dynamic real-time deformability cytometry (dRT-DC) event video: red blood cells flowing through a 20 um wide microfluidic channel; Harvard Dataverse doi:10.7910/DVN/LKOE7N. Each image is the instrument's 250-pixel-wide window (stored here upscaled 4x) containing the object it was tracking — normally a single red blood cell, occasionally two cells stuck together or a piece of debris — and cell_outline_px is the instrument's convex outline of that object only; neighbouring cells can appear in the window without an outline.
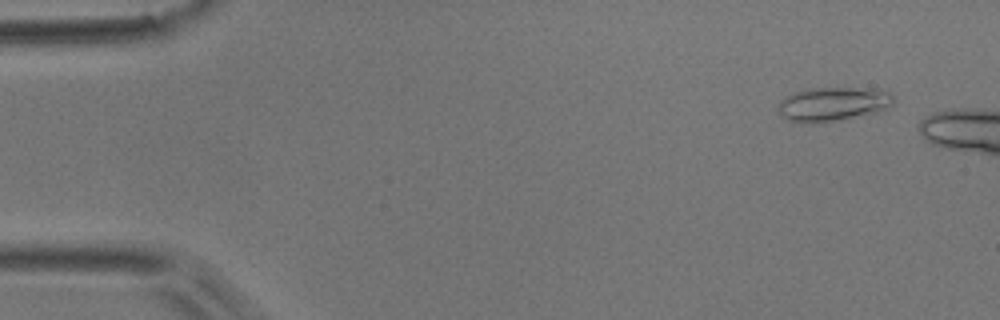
{"species": "common noctule bat (a hibernating species)", "species_latin": "Nyctalus noctula", "temperature_condition": "room temperature", "stored_images_in_passage": 39, "camera_frame_rate_fps": 3000, "um_per_image_px": 0.085, "animal": {"sex": "male", "body_mass_g": 17.9}, "frame": {"image": 1, "passage_image": 4, "time_ms": 1.0, "image_size_px": [1000, 320], "cell_outline_px": [[896, 100], [892, 104], [876, 112], [840, 120], [816, 124], [800, 124], [788, 120], [776, 108], [780, 100], [796, 92], [808, 88], [856, 88], [892, 92], [896, 96]], "centroid_in_image_um": [70.78, 8.87], "position_along_channel_um": 14.2, "area_um2": 23.0}}
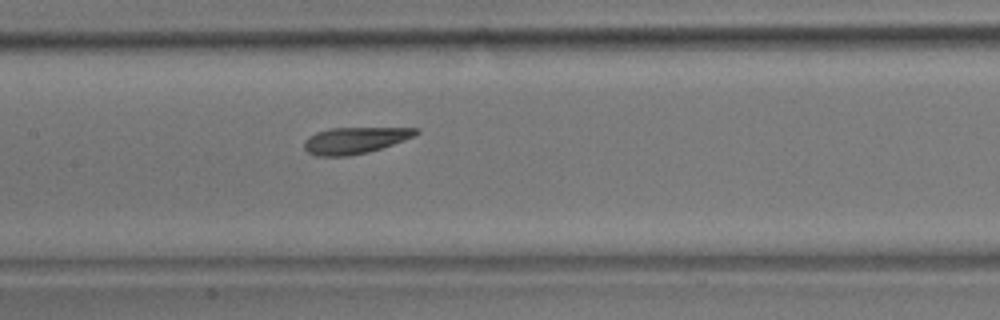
{"frame": {"image": 2, "passage_image": 25, "time_ms": 8.0, "image_size_px": [1000, 320], "cell_outline_px": [[420, 132], [404, 140], [368, 152], [348, 156], [316, 156], [308, 152], [304, 148], [304, 140], [308, 136], [316, 132], [332, 128], [420, 128]], "centroid_in_image_um": [30.13, 11.93], "position_along_channel_um": 177.3, "area_um2": 17.11}}
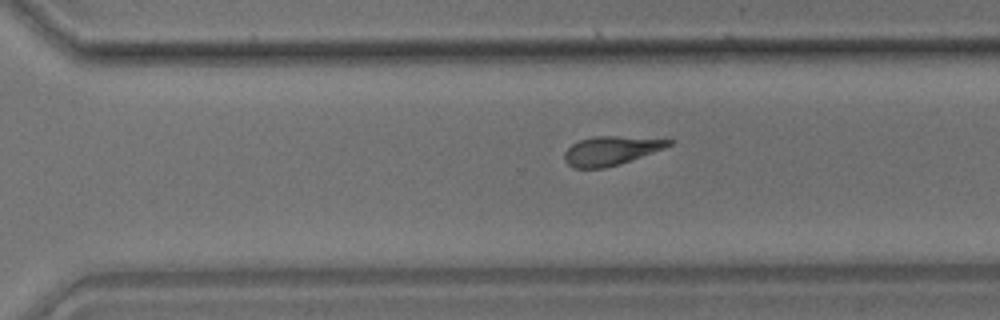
{"frame": {"image": 3, "passage_image": 36, "time_ms": 11.667, "image_size_px": [1000, 320], "cell_outline_px": [[672, 144], [664, 148], [620, 164], [604, 168], [572, 168], [564, 160], [564, 152], [572, 144], [580, 140], [592, 136], [616, 136], [672, 140]], "centroid_in_image_um": [51.87, 12.81], "position_along_channel_um": 318.7, "area_um2": 17.4}}